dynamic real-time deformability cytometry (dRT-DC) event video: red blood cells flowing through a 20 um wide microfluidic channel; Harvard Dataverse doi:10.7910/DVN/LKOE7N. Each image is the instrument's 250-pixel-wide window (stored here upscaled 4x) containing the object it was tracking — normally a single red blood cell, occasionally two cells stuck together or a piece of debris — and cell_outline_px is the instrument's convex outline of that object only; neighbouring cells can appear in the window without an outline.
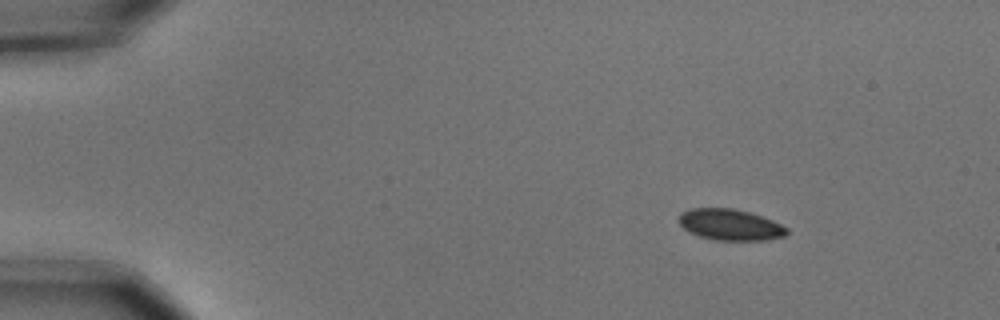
{"species": "common noctule bat (a hibernating species)", "species_latin": "Nyctalus noctula", "temperature_condition": "cold", "stored_images_in_passage": 4, "segment_of_instrument_passage": [1, 2], "camera_frame_rate_fps": 3000, "um_per_image_px": 0.085, "animal": {"sex": "male", "body_mass_g": 15.6}, "frame": {"image": 1, "passage_image": 1, "time_ms": 0.0, "image_size_px": [1000, 320], "cell_outline_px": [[788, 232], [784, 236], [764, 240], [716, 240], [700, 236], [688, 232], [676, 220], [680, 212], [688, 208], [732, 208], [748, 212], [772, 220], [788, 228]], "centroid_in_image_um": [62.0, 19.09], "position_along_channel_um": 23.0, "area_um2": 19.65}}